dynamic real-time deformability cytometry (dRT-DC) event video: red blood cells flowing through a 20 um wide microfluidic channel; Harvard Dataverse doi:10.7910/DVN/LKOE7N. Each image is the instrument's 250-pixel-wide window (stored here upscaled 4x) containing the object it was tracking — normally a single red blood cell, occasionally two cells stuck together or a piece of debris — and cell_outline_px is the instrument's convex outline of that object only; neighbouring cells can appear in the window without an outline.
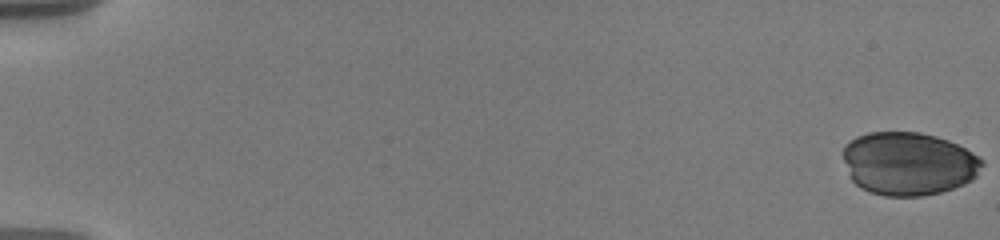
{"species": "human", "species_latin": "Homo sapiens", "temperature_condition": "warm", "stored_images_in_passage": 15, "camera_frame_rate_fps": 3000, "um_per_image_px": 0.085, "donor": {"sex": "male"}, "frame": {"image": 1, "passage_image": 1, "time_ms": 0.0, "image_size_px": [1000, 240], "cell_outline_px": [[984, 164], [976, 176], [972, 180], [964, 184], [940, 192], [920, 196], [884, 196], [860, 188], [848, 176], [844, 160], [844, 144], [856, 136], [868, 132], [920, 132], [936, 136], [948, 140], [980, 156], [984, 160]], "centroid_in_image_um": [77.22, 13.9], "position_along_channel_um": 7.8, "area_um2": 51.44}}
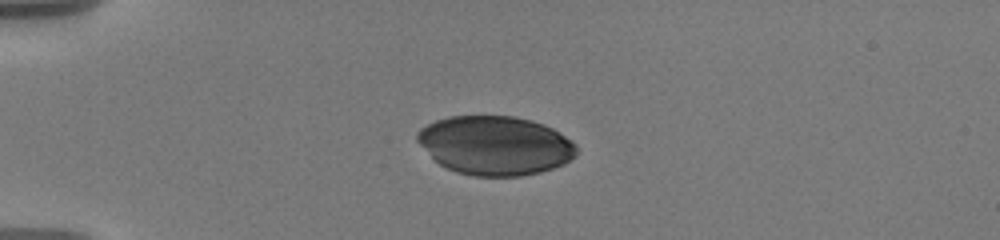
{"frame": {"image": 2, "passage_image": 13, "time_ms": 5.0, "image_size_px": [1000, 240], "cell_outline_px": [[576, 156], [564, 164], [540, 172], [520, 176], [472, 176], [456, 172], [440, 164], [416, 140], [416, 132], [420, 128], [436, 120], [448, 116], [516, 116], [532, 120], [544, 124], [560, 132], [572, 140], [576, 144]], "centroid_in_image_um": [42.11, 12.35], "position_along_channel_um": 42.9, "area_um2": 54.85}}